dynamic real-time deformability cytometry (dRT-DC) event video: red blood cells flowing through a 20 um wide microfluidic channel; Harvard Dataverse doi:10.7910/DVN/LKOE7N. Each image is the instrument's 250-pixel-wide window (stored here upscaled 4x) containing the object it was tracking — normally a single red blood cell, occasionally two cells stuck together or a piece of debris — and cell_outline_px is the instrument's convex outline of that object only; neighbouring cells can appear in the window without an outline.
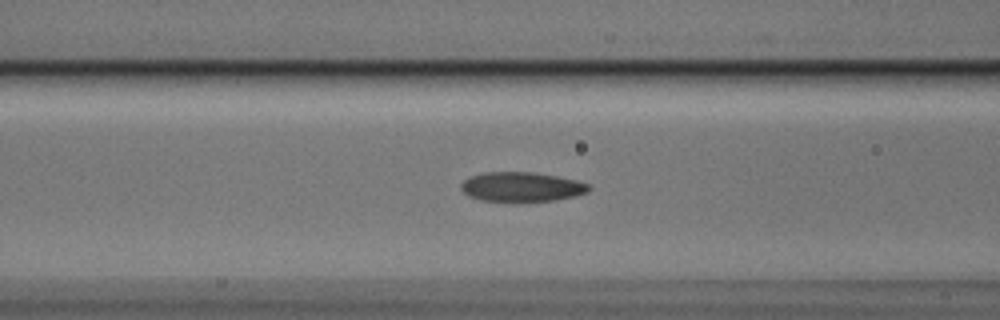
{"species": "Egyptian fruit bat (a non-hibernating species)", "species_latin": "Rousettus aegyptiacus", "temperature_condition": "cold", "stored_images_in_passage": 51, "camera_frame_rate_fps": 3000, "um_per_image_px": 0.085, "animal": {"sex": "male"}, "frame": {"image": 1, "passage_image": 18, "time_ms": 5.667, "image_size_px": [1000, 320], "cell_outline_px": [[592, 188], [588, 192], [556, 200], [524, 204], [512, 204], [480, 200], [468, 196], [460, 188], [460, 184], [464, 180], [472, 176], [484, 172], [532, 172], [556, 176], [576, 180], [588, 184]], "centroid_in_image_um": [44.31, 15.93], "position_along_channel_um": 122.3, "area_um2": 22.83}}
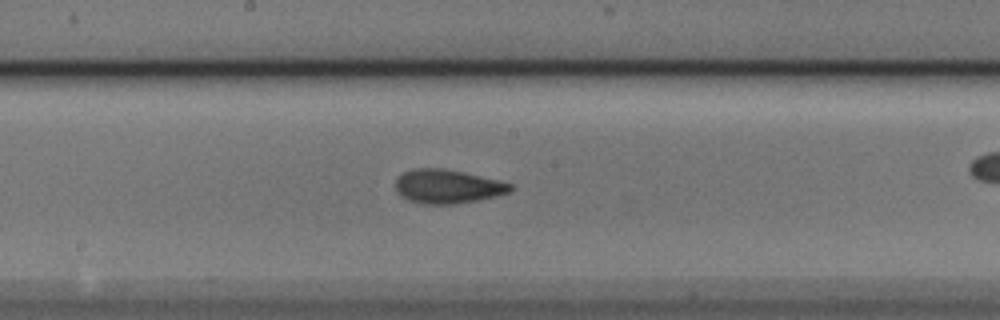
{"frame": {"image": 2, "passage_image": 25, "time_ms": 8.0, "image_size_px": [1000, 320], "cell_outline_px": [[512, 188], [508, 192], [496, 196], [456, 204], [424, 204], [408, 200], [400, 196], [396, 192], [396, 180], [404, 172], [412, 168], [444, 168], [464, 172], [512, 184]], "centroid_in_image_um": [37.99, 15.85], "position_along_channel_um": 210.2, "area_um2": 22.54}}
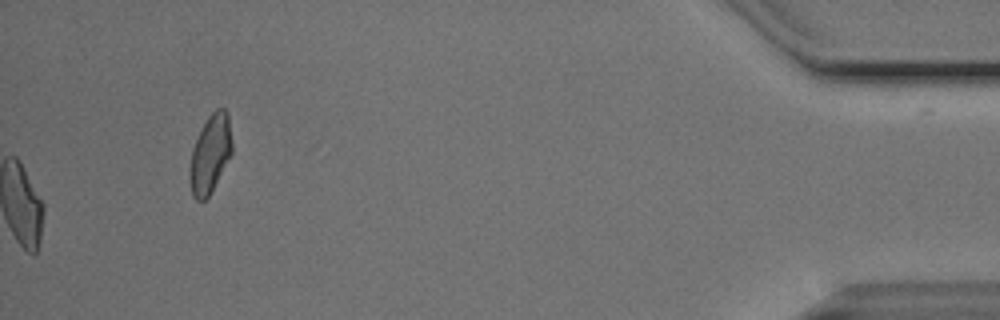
{"frame": {"image": 3, "passage_image": 51, "time_ms": 16.667, "image_size_px": [1000, 320], "cell_outline_px": [[232, 152], [208, 196], [204, 200], [196, 200], [192, 196], [188, 176], [188, 172], [192, 148], [208, 116], [216, 108], [224, 108], [228, 112], [232, 144]], "centroid_in_image_um": [17.85, 13.07], "position_along_channel_um": 417.4, "area_um2": 19.07}, "authors_computed_cell_mechanics": {"area_um2": 21.7328, "velocity_mm_per_s": 3.7694, "shape_relaxation_time_tau1_ms": 6.3511, "shape_relaxation_time_tau2_ms": 2.0723, "deformation_change_tau1": 0.1547, "deformation_change_tau2": 0.0803}}